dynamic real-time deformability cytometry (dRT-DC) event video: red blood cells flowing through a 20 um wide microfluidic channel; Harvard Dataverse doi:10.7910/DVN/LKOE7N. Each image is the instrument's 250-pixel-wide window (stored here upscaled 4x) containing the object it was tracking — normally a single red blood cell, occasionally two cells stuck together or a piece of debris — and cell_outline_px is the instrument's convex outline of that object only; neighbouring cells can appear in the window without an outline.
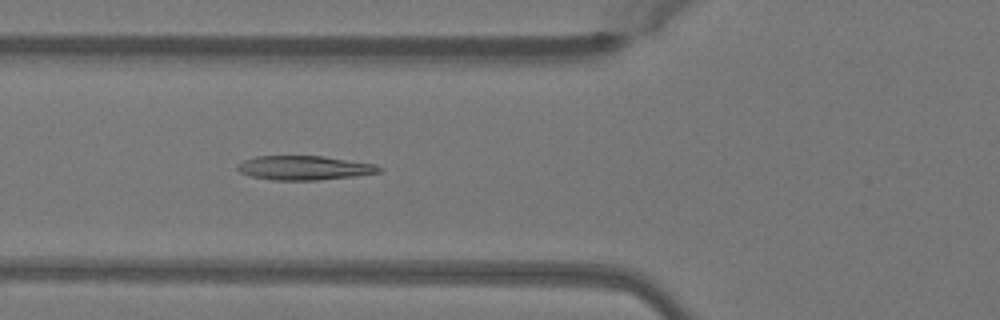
{"species": "Egyptian fruit bat (a non-hibernating species)", "species_latin": "Rousettus aegyptiacus", "temperature_condition": "warm", "stored_images_in_passage": 39, "camera_frame_rate_fps": 3000, "um_per_image_px": 0.085, "animal": {"sex": "female"}, "frame": {"image": 1, "passage_image": 8, "time_ms": 2.333, "image_size_px": [1000, 320], "cell_outline_px": [[384, 168], [380, 172], [356, 176], [320, 180], [272, 180], [252, 176], [240, 172], [236, 168], [236, 164], [244, 160], [256, 156], [324, 156], [376, 164]], "centroid_in_image_um": [25.89, 14.27], "position_along_channel_um": 99.9, "area_um2": 20.11}}
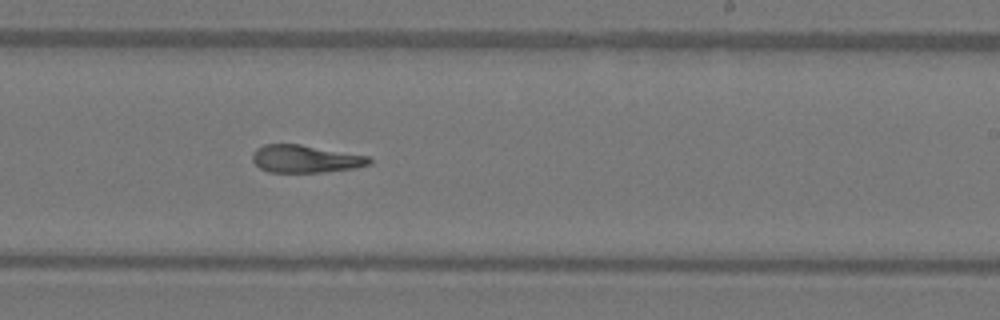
{"frame": {"image": 2, "passage_image": 20, "time_ms": 6.333, "image_size_px": [1000, 320], "cell_outline_px": [[372, 164], [356, 168], [324, 172], [268, 172], [260, 168], [252, 160], [252, 152], [256, 148], [264, 144], [300, 144], [368, 156], [372, 160]], "centroid_in_image_um": [25.95, 13.5], "position_along_channel_um": 263.0, "area_um2": 18.9}}
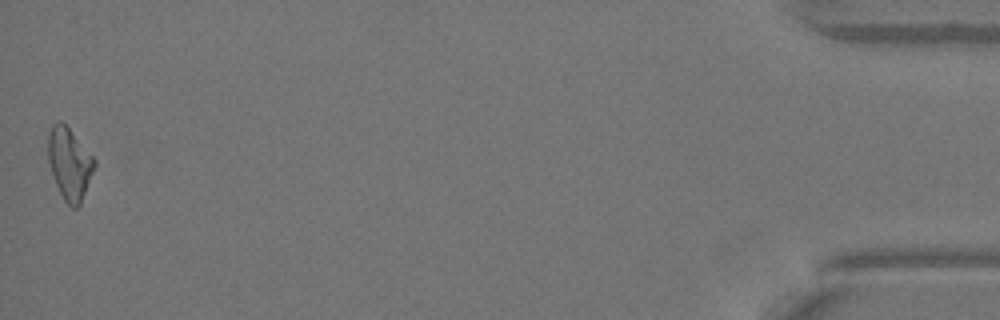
{"frame": {"image": 3, "passage_image": 39, "time_ms": 12.667, "image_size_px": [1000, 320], "cell_outline_px": [[96, 164], [80, 204], [76, 208], [72, 208], [64, 200], [56, 184], [48, 160], [48, 132], [52, 124], [60, 120], [68, 128], [96, 160]], "centroid_in_image_um": [5.89, 13.9], "position_along_channel_um": 429.3, "area_um2": 19.02}, "authors_computed_cell_mechanics": {"area_um2": 19.3052, "velocity_mm_per_s": 4.069, "shape_relaxation_time_tau1_ms": null, "shape_relaxation_time_tau2_ms": 2.9513, "deformation_change_tau1": null, "deformation_change_tau2": 0.1076}}